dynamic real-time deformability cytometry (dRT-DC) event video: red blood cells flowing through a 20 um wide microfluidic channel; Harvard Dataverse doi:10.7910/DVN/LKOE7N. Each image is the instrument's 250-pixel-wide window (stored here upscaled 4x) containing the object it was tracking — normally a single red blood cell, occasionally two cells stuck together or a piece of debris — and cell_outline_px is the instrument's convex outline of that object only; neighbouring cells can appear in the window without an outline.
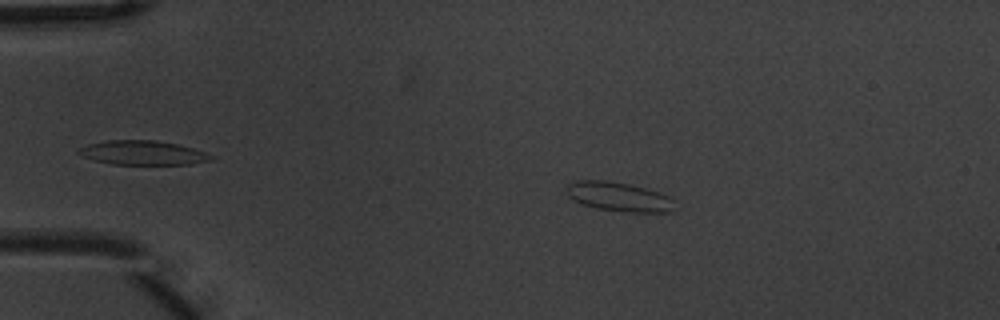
{"species": "common noctule bat (a hibernating species)", "species_latin": "Nyctalus noctula", "temperature_condition": "warm", "stored_images_in_passage": 9, "camera_frame_rate_fps": 3000, "um_per_image_px": 0.085, "animal": {"sex": "male", "body_mass_g": 20.1, "forearm_length_mm": 53.5}, "frame": {"image": 1, "passage_image": 2, "time_ms": 0.333, "image_size_px": [1000, 320], "cell_outline_px": [[672, 212], [632, 212], [596, 208], [572, 200], [568, 196], [568, 184], [576, 180], [604, 180], [628, 184], [660, 192], [668, 196], [672, 200]], "centroid_in_image_um": [52.58, 16.72], "position_along_channel_um": 32.4, "area_um2": 18.09}}
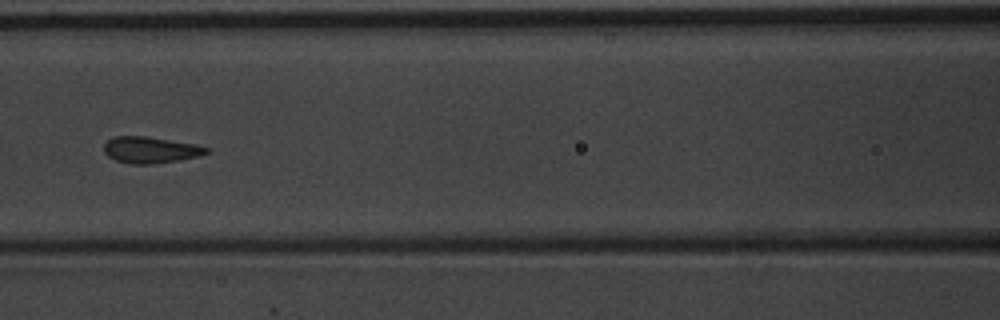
{"frame": {"image": 2, "passage_image": 6, "time_ms": 1.667, "image_size_px": [1000, 320], "cell_outline_px": [[212, 152], [200, 156], [180, 160], [152, 164], [128, 164], [116, 160], [108, 156], [104, 152], [104, 144], [112, 136], [144, 136], [196, 144], [208, 148]], "centroid_in_image_um": [12.81, 12.75], "position_along_channel_um": 153.8, "area_um2": 15.9}}
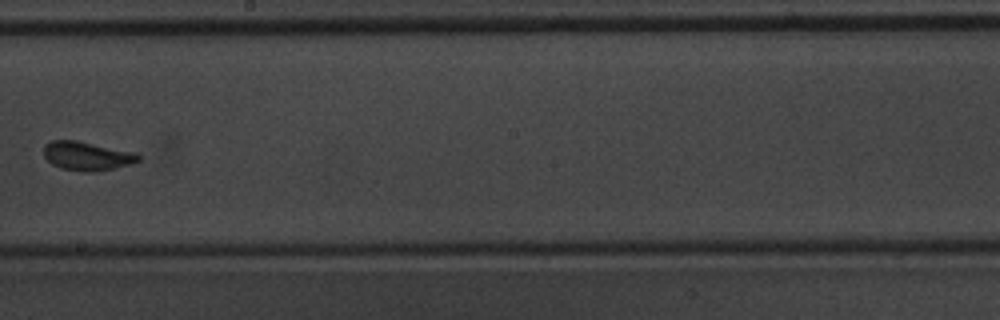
{"frame": {"image": 3, "passage_image": 8, "time_ms": 2.333, "image_size_px": [1000, 320], "cell_outline_px": [[140, 160], [132, 164], [96, 172], [80, 172], [60, 168], [52, 164], [44, 156], [44, 144], [52, 140], [76, 140], [136, 152], [140, 156]], "centroid_in_image_um": [7.4, 13.26], "position_along_channel_um": 240.8, "area_um2": 16.13}}